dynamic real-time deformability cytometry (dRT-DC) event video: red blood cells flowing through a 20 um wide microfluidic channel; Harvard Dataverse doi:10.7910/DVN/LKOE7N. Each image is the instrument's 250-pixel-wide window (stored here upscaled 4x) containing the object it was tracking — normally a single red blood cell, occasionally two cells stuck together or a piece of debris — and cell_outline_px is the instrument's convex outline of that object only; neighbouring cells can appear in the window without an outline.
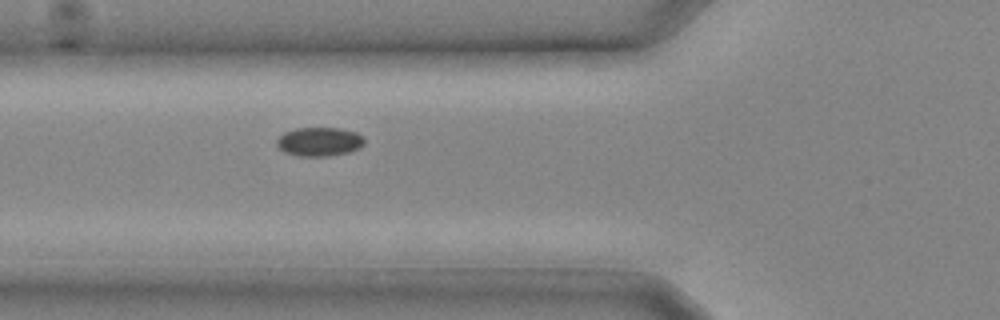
{"species": "common noctule bat (a hibernating species)", "species_latin": "Nyctalus noctula", "temperature_condition": "cold", "stored_images_in_passage": 2, "camera_frame_rate_fps": 3000, "um_per_image_px": 0.085, "animal": {"sex": "male", "body_mass_g": 20.4}, "frame": {"image": 1, "passage_image": 2, "time_ms": 0.333, "image_size_px": [1000, 320], "cell_outline_px": [[364, 144], [360, 148], [348, 152], [328, 156], [300, 156], [284, 152], [276, 144], [276, 140], [284, 132], [296, 128], [340, 128], [356, 132], [364, 136]], "centroid_in_image_um": [27.16, 12.04], "position_along_channel_um": 98.6, "area_um2": 14.8}}